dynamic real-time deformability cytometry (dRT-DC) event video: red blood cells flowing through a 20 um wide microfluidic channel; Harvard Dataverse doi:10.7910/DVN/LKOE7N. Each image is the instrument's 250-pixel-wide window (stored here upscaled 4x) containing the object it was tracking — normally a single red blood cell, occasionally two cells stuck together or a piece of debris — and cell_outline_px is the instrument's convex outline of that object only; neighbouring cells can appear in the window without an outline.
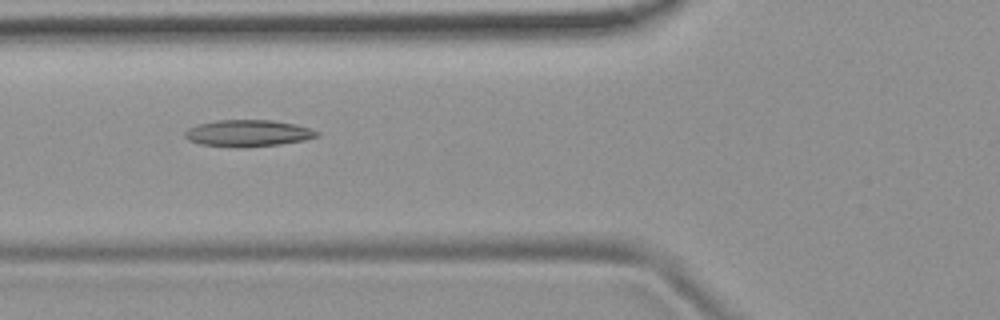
{"species": "common noctule bat (a hibernating species)", "species_latin": "Nyctalus noctula", "temperature_condition": "room temperature", "stored_images_in_passage": 23, "camera_frame_rate_fps": 3000, "um_per_image_px": 0.085, "animal": {"sex": "female", "body_mass_g": 19.9}, "frame": {"image": 1, "passage_image": 3, "time_ms": 0.667, "image_size_px": [1000, 320], "cell_outline_px": [[308, 136], [292, 140], [268, 144], [212, 144], [200, 140], [248, 124], [284, 124], [296, 128]], "centroid_in_image_um": [21.83, 11.46], "position_along_channel_um": 104.0, "area_um2": 10.75}}
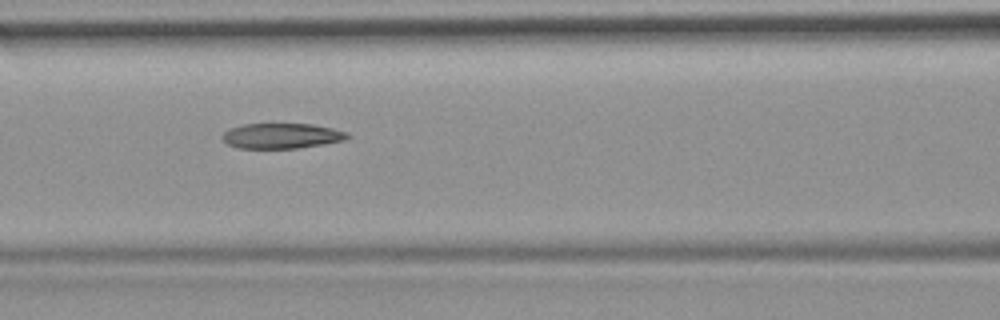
{"frame": {"image": 2, "passage_image": 6, "time_ms": 1.667, "image_size_px": [1000, 320], "cell_outline_px": [[340, 136], [332, 140], [284, 148], [252, 148], [240, 144], [260, 124], [300, 124], [320, 128], [332, 132]], "centroid_in_image_um": [24.34, 11.56], "position_along_channel_um": 142.3, "area_um2": 12.37}}
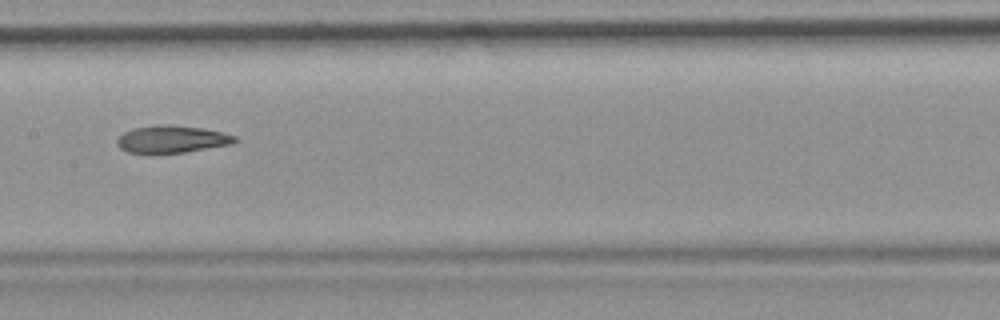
{"frame": {"image": 3, "passage_image": 10, "time_ms": 3.0, "image_size_px": [1000, 320], "cell_outline_px": [[232, 140], [220, 144], [172, 152], [140, 152], [128, 148], [124, 144], [152, 128], [188, 128], [212, 132], [224, 136]], "centroid_in_image_um": [14.82, 11.91], "position_along_channel_um": 192.6, "area_um2": 13.06}}